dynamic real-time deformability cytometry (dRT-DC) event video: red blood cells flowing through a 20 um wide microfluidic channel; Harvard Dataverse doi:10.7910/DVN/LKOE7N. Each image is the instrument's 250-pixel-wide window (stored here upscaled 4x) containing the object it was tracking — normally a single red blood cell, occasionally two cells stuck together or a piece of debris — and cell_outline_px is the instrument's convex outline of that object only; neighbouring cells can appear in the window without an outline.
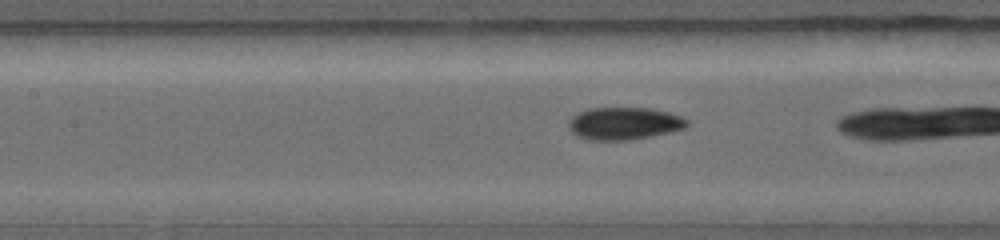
{"species": "common noctule bat (a hibernating species)", "species_latin": "Nyctalus noctula", "temperature_condition": "warm", "stored_images_in_passage": 28, "camera_frame_rate_fps": 5000, "um_per_image_px": 0.085, "animal": {"sex": "female", "body_mass_g": 19.0, "forearm_length_mm": 56.7}, "frame": {"image": 1, "passage_image": 9, "time_ms": 2.0, "image_size_px": [1000, 240], "cell_outline_px": [[688, 124], [684, 128], [672, 132], [632, 140], [584, 140], [576, 136], [568, 128], [568, 120], [576, 112], [588, 108], [652, 108], [668, 112], [680, 116], [688, 120]], "centroid_in_image_um": [53.0, 10.5], "position_along_channel_um": 154.4, "area_um2": 22.77}}